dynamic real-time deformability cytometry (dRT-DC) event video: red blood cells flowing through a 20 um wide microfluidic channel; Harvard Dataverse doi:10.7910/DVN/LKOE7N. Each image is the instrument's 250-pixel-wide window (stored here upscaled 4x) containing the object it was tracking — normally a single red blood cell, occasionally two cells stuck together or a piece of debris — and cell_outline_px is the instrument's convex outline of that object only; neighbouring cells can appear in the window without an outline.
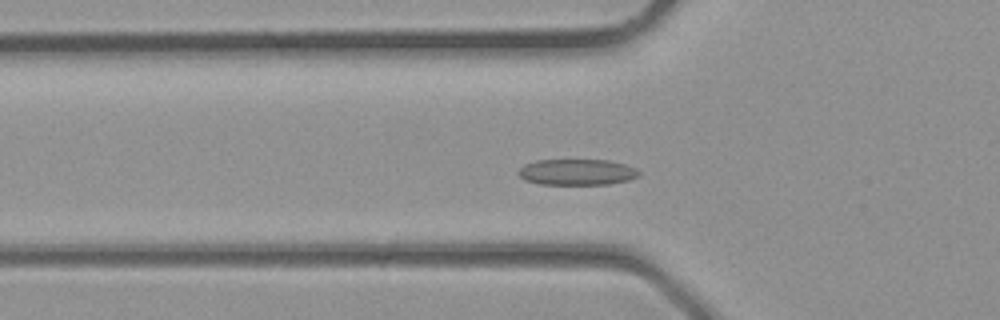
{"species": "common noctule bat (a hibernating species)", "species_latin": "Nyctalus noctula", "temperature_condition": "room temperature", "stored_images_in_passage": 35, "camera_frame_rate_fps": 3000, "um_per_image_px": 0.085, "animal": {"sex": "male", "body_mass_g": 23.1, "forearm_length_mm": 52.7}, "frame": {"image": 1, "passage_image": 11, "time_ms": 3.333, "image_size_px": [1000, 320], "cell_outline_px": [[640, 176], [628, 180], [608, 184], [540, 184], [524, 180], [516, 172], [524, 164], [536, 160], [608, 160], [624, 164], [636, 168], [640, 172]], "centroid_in_image_um": [49.03, 14.62], "position_along_channel_um": 76.8, "area_um2": 18.32}}
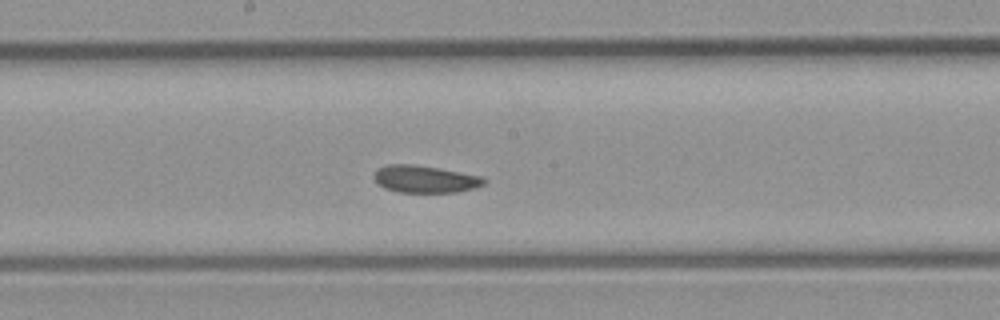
{"frame": {"image": 2, "passage_image": 18, "time_ms": 5.667, "image_size_px": [1000, 320], "cell_outline_px": [[488, 180], [484, 184], [476, 188], [456, 192], [400, 192], [384, 188], [376, 184], [372, 176], [372, 172], [376, 168], [388, 164], [412, 164], [436, 168], [480, 176]], "centroid_in_image_um": [36.05, 15.22], "position_along_channel_um": 212.2, "area_um2": 17.57}}
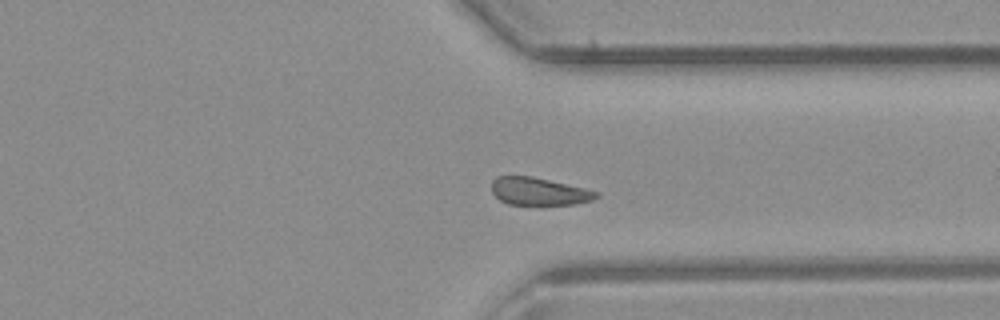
{"frame": {"image": 3, "passage_image": 26, "time_ms": 8.333, "image_size_px": [1000, 320], "cell_outline_px": [[600, 196], [592, 200], [576, 204], [544, 208], [540, 208], [508, 204], [500, 200], [492, 192], [492, 180], [496, 176], [532, 176], [584, 188], [596, 192]], "centroid_in_image_um": [45.8, 16.33], "position_along_channel_um": 365.6, "area_um2": 17.69}}